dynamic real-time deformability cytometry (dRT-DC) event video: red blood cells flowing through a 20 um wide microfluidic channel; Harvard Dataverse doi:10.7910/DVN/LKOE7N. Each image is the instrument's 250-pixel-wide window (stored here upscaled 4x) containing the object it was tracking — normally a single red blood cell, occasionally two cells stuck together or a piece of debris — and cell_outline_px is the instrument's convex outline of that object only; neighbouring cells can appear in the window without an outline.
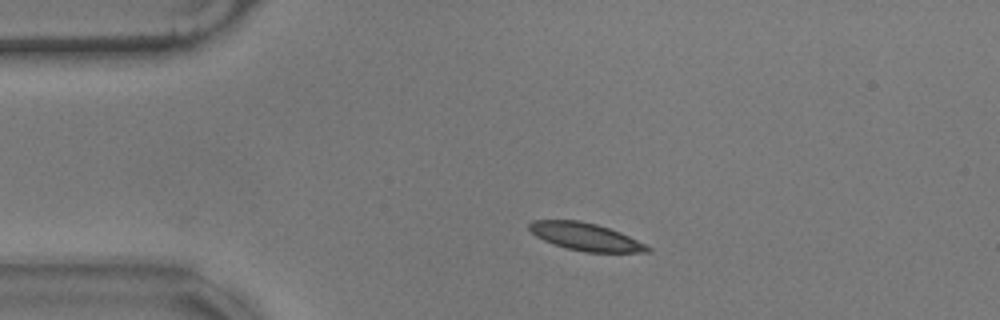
{"species": "common noctule bat (a hibernating species)", "species_latin": "Nyctalus noctula", "temperature_condition": "warm", "stored_images_in_passage": 47, "camera_frame_rate_fps": 3000, "um_per_image_px": 0.085, "animal": {"sex": "male", "body_mass_g": 17.9}, "frame": {"image": 1, "passage_image": 1, "time_ms": 0.0, "image_size_px": [1000, 320], "cell_outline_px": [[652, 252], [584, 252], [568, 248], [544, 240], [536, 236], [528, 228], [528, 224], [532, 220], [576, 220], [596, 224], [620, 232], [652, 248]], "centroid_in_image_um": [49.76, 20.12], "position_along_channel_um": 35.2, "area_um2": 18.73}}
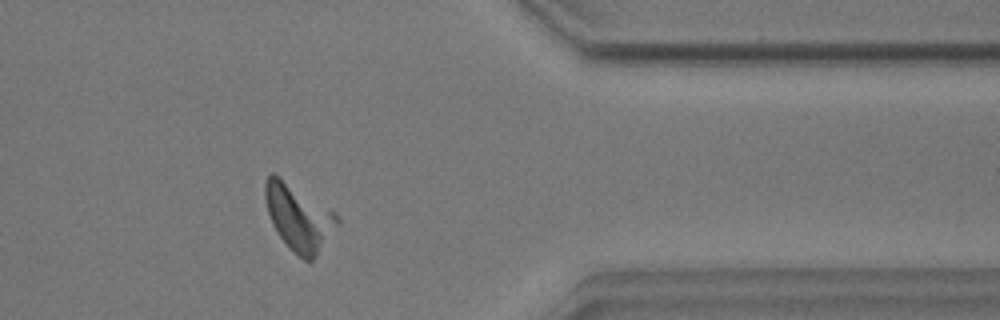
{"frame": {"image": 2, "passage_image": 36, "time_ms": 11.667, "image_size_px": [1000, 320], "cell_outline_px": [[340, 224], [316, 256], [312, 260], [304, 260], [280, 236], [272, 224], [264, 200], [264, 184], [268, 176], [272, 172], [336, 212], [340, 216]], "centroid_in_image_um": [25.41, 18.46], "position_along_channel_um": 386.0, "area_um2": 27.46}}
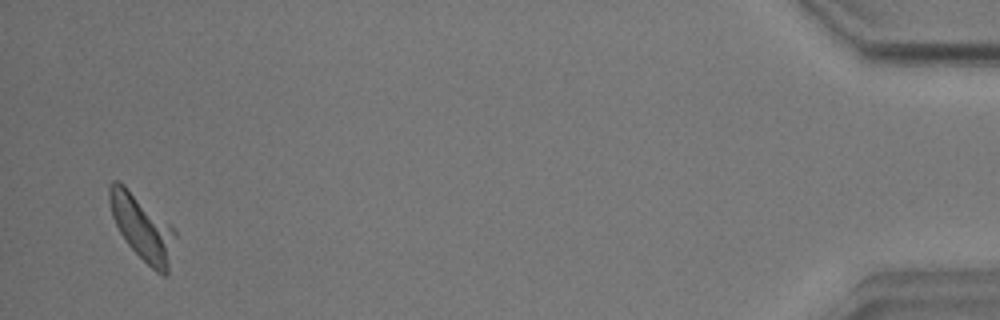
{"frame": {"image": 3, "passage_image": 45, "time_ms": 14.667, "image_size_px": [1000, 320], "cell_outline_px": [[176, 236], [168, 272], [164, 276], [156, 272], [128, 244], [120, 232], [112, 216], [108, 200], [108, 188], [112, 180], [120, 180], [172, 224], [176, 232]], "centroid_in_image_um": [12.09, 19.28], "position_along_channel_um": 423.1, "area_um2": 25.14}}